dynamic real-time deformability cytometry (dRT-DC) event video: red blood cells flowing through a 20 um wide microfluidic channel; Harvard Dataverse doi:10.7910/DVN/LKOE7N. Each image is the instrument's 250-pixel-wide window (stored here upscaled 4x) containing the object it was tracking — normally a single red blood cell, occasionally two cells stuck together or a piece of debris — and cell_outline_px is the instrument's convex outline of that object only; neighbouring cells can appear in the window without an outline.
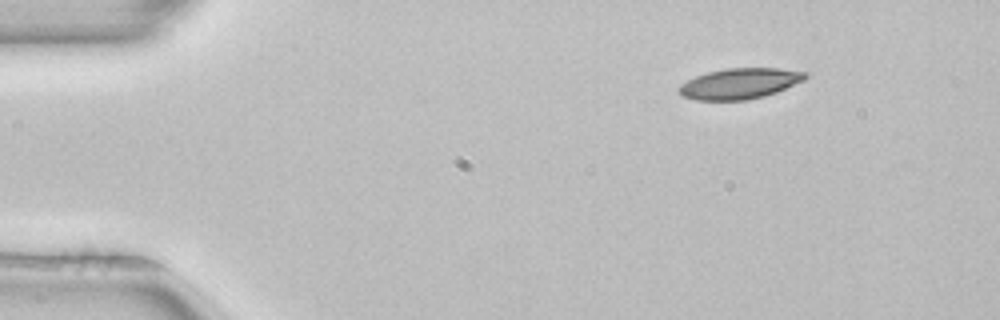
{"species": "common noctule bat (a hibernating species)", "species_latin": "Nyctalus noctula", "temperature_condition": "room temperature", "stored_images_in_passage": 46, "camera_frame_rate_fps": 3000, "um_per_image_px": 0.085, "animal": {"sex": "female", "body_mass_g": 22.7, "forearm_length_mm": 54.2}, "frame": {"image": 1, "passage_image": 1, "time_ms": 0.0, "image_size_px": [1000, 320], "cell_outline_px": [[808, 76], [804, 80], [776, 92], [764, 96], [748, 100], [696, 100], [680, 96], [676, 92], [676, 88], [680, 84], [696, 76], [708, 72], [728, 68], [776, 68], [808, 72]], "centroid_in_image_um": [62.83, 7.11], "position_along_channel_um": 22.2, "area_um2": 22.72}}
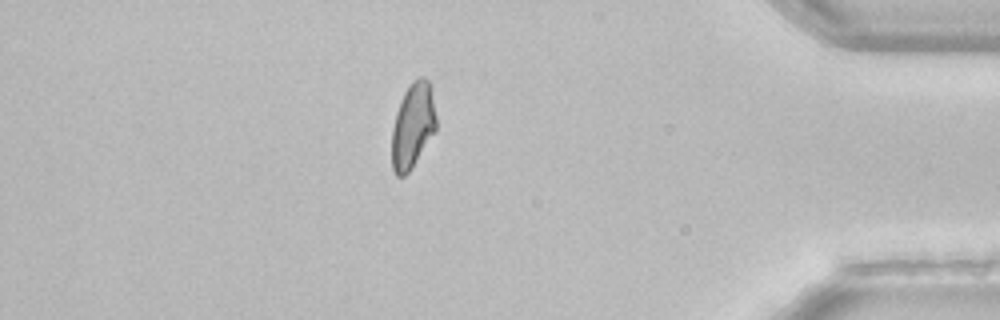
{"frame": {"image": 2, "passage_image": 39, "time_ms": 12.667, "image_size_px": [1000, 320], "cell_outline_px": [[436, 132], [408, 172], [404, 176], [396, 176], [392, 168], [392, 128], [396, 112], [404, 92], [412, 80], [416, 76], [424, 76], [428, 80], [432, 88], [436, 116]], "centroid_in_image_um": [35.1, 10.63], "position_along_channel_um": 400.1, "area_um2": 22.31}}
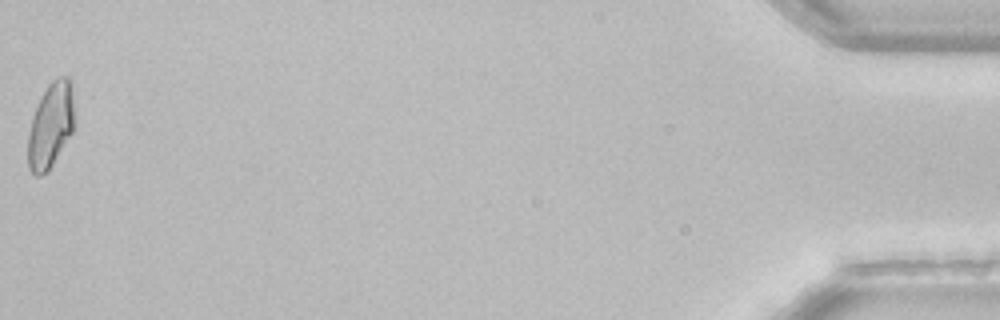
{"frame": {"image": 3, "passage_image": 46, "time_ms": 15.0, "image_size_px": [1000, 320], "cell_outline_px": [[72, 132], [48, 172], [40, 176], [36, 176], [28, 168], [28, 136], [32, 116], [48, 84], [56, 76], [68, 76], [72, 80]], "centroid_in_image_um": [4.29, 10.66], "position_along_channel_um": 430.9, "area_um2": 22.77}, "authors_computed_cell_mechanics": {"area_um2": 22.7443, "velocity_mm_per_s": 3.953, "shape_relaxation_time_tau1_ms": 6.1462, "shape_relaxation_time_tau2_ms": null, "deformation_change_tau1": 0.158, "deformation_change_tau2": null}}